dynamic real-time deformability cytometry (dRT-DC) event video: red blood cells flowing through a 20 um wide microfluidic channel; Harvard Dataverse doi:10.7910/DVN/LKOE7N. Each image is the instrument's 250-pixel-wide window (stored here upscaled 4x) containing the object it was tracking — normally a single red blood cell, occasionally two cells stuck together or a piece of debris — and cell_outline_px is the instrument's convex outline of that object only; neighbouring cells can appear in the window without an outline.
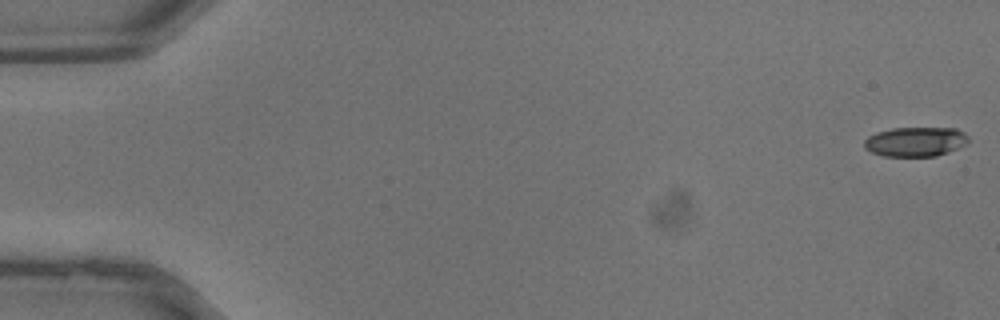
{"species": "common noctule bat (a hibernating species)", "species_latin": "Nyctalus noctula", "temperature_condition": "warm", "stored_images_in_passage": 37, "camera_frame_rate_fps": 3000, "um_per_image_px": 0.085, "animal": {"sex": "male", "body_mass_g": 13.3}, "frame": {"image": 1, "passage_image": 1, "time_ms": 0.0, "image_size_px": [1000, 320], "cell_outline_px": [[968, 140], [964, 144], [948, 152], [936, 156], [884, 156], [872, 152], [864, 148], [864, 140], [868, 136], [876, 132], [892, 128], [956, 128], [964, 132], [968, 136]], "centroid_in_image_um": [77.79, 12.04], "position_along_channel_um": 7.2, "area_um2": 17.86}}
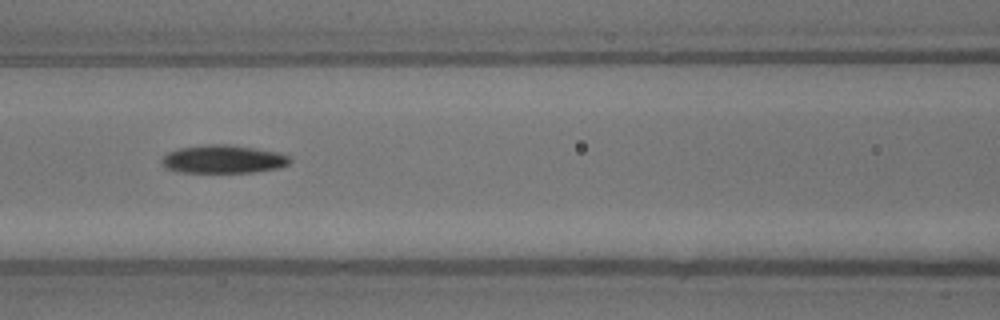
{"frame": {"image": 2, "passage_image": 17, "time_ms": 5.333, "image_size_px": [1000, 320], "cell_outline_px": [[292, 160], [288, 164], [280, 168], [252, 172], [180, 172], [164, 168], [160, 160], [168, 152], [180, 148], [208, 144], [228, 144], [280, 152], [288, 156]], "centroid_in_image_um": [18.98, 13.53], "position_along_channel_um": 147.6, "area_um2": 21.1}}
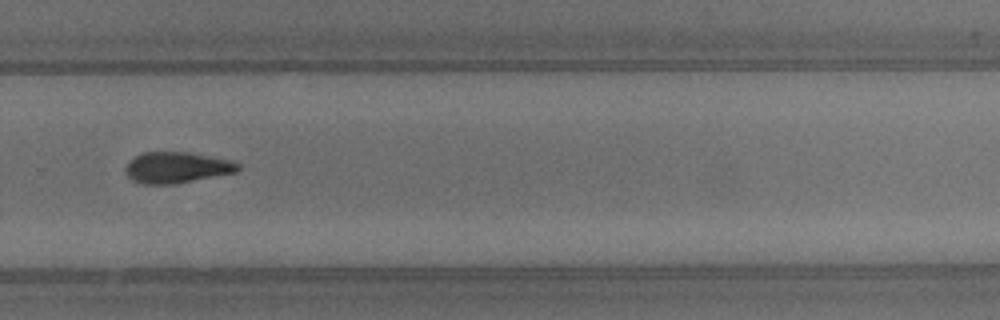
{"frame": {"image": 3, "passage_image": 26, "time_ms": 8.333, "image_size_px": [1000, 320], "cell_outline_px": [[240, 168], [236, 172], [176, 184], [144, 184], [132, 180], [124, 172], [124, 168], [136, 156], [144, 152], [188, 152], [228, 160], [240, 164]], "centroid_in_image_um": [15.01, 14.25], "position_along_channel_um": 314.8, "area_um2": 20.17}}